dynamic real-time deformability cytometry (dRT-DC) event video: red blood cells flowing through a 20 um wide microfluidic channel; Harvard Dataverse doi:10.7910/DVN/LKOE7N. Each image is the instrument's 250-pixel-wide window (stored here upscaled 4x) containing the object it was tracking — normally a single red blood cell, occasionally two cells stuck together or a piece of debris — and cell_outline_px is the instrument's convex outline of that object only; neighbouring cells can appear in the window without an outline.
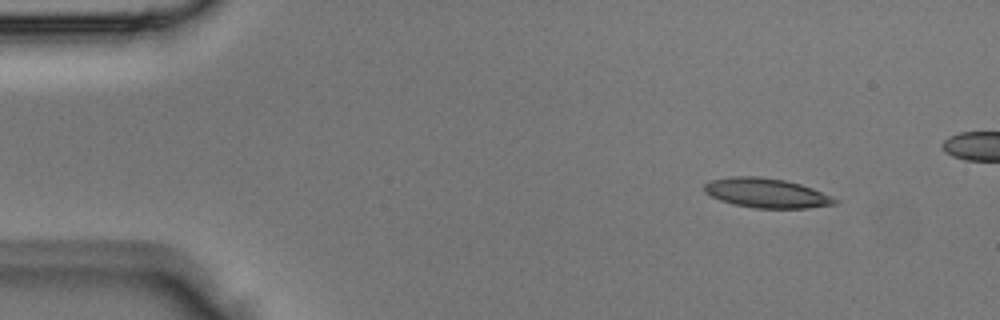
{"species": "Egyptian fruit bat (a non-hibernating species)", "species_latin": "Rousettus aegyptiacus", "temperature_condition": "room temperature", "stored_images_in_passage": 3, "camera_frame_rate_fps": 3000, "um_per_image_px": 0.085, "animal": {"sex": "male"}, "frame": {"image": 1, "passage_image": 1, "time_ms": 0.0, "image_size_px": [1000, 320], "cell_outline_px": [[840, 200], [836, 204], [808, 208], [756, 208], [736, 204], [720, 200], [704, 192], [704, 184], [708, 180], [728, 176], [760, 176], [784, 180], [800, 184], [812, 188], [832, 196]], "centroid_in_image_um": [65.14, 16.39], "position_along_channel_um": 19.9, "area_um2": 22.54}}